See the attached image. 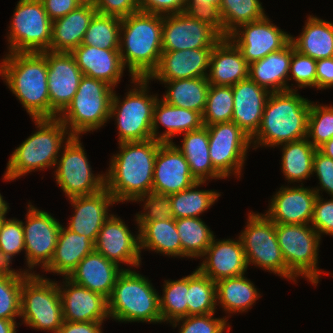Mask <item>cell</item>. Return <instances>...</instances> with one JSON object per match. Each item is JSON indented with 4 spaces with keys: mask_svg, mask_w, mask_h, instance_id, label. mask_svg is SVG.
Listing matches in <instances>:
<instances>
[{
    "mask_svg": "<svg viewBox=\"0 0 333 333\" xmlns=\"http://www.w3.org/2000/svg\"><path fill=\"white\" fill-rule=\"evenodd\" d=\"M8 28L7 53L50 51L52 21L40 0H19Z\"/></svg>",
    "mask_w": 333,
    "mask_h": 333,
    "instance_id": "7c38bea8",
    "label": "cell"
},
{
    "mask_svg": "<svg viewBox=\"0 0 333 333\" xmlns=\"http://www.w3.org/2000/svg\"><path fill=\"white\" fill-rule=\"evenodd\" d=\"M163 294L159 295L162 322L171 323L188 316V276L178 280H164Z\"/></svg>",
    "mask_w": 333,
    "mask_h": 333,
    "instance_id": "ee69618b",
    "label": "cell"
},
{
    "mask_svg": "<svg viewBox=\"0 0 333 333\" xmlns=\"http://www.w3.org/2000/svg\"><path fill=\"white\" fill-rule=\"evenodd\" d=\"M196 182L179 149L173 143H161L154 163L152 192L171 195Z\"/></svg>",
    "mask_w": 333,
    "mask_h": 333,
    "instance_id": "44dd1931",
    "label": "cell"
},
{
    "mask_svg": "<svg viewBox=\"0 0 333 333\" xmlns=\"http://www.w3.org/2000/svg\"><path fill=\"white\" fill-rule=\"evenodd\" d=\"M293 44L249 64L248 77L270 92L294 90L288 83Z\"/></svg>",
    "mask_w": 333,
    "mask_h": 333,
    "instance_id": "4dcf8cb0",
    "label": "cell"
},
{
    "mask_svg": "<svg viewBox=\"0 0 333 333\" xmlns=\"http://www.w3.org/2000/svg\"><path fill=\"white\" fill-rule=\"evenodd\" d=\"M134 202H143V211L135 214V221L139 229L144 223L162 221L173 217L170 195L151 192L138 197Z\"/></svg>",
    "mask_w": 333,
    "mask_h": 333,
    "instance_id": "c3c4849f",
    "label": "cell"
},
{
    "mask_svg": "<svg viewBox=\"0 0 333 333\" xmlns=\"http://www.w3.org/2000/svg\"><path fill=\"white\" fill-rule=\"evenodd\" d=\"M163 15L137 11L121 18L119 52L129 76L148 78L162 54Z\"/></svg>",
    "mask_w": 333,
    "mask_h": 333,
    "instance_id": "277c9868",
    "label": "cell"
},
{
    "mask_svg": "<svg viewBox=\"0 0 333 333\" xmlns=\"http://www.w3.org/2000/svg\"><path fill=\"white\" fill-rule=\"evenodd\" d=\"M333 87V57L316 60V88L317 90Z\"/></svg>",
    "mask_w": 333,
    "mask_h": 333,
    "instance_id": "91938a15",
    "label": "cell"
},
{
    "mask_svg": "<svg viewBox=\"0 0 333 333\" xmlns=\"http://www.w3.org/2000/svg\"><path fill=\"white\" fill-rule=\"evenodd\" d=\"M176 228L182 246V258L201 259L216 236L210 227L197 217L176 219Z\"/></svg>",
    "mask_w": 333,
    "mask_h": 333,
    "instance_id": "b9f144b4",
    "label": "cell"
},
{
    "mask_svg": "<svg viewBox=\"0 0 333 333\" xmlns=\"http://www.w3.org/2000/svg\"><path fill=\"white\" fill-rule=\"evenodd\" d=\"M28 274L21 288V325L57 333L64 321L58 281Z\"/></svg>",
    "mask_w": 333,
    "mask_h": 333,
    "instance_id": "30bf717a",
    "label": "cell"
},
{
    "mask_svg": "<svg viewBox=\"0 0 333 333\" xmlns=\"http://www.w3.org/2000/svg\"><path fill=\"white\" fill-rule=\"evenodd\" d=\"M9 203H7L0 193V215H6L9 211Z\"/></svg>",
    "mask_w": 333,
    "mask_h": 333,
    "instance_id": "003e7915",
    "label": "cell"
},
{
    "mask_svg": "<svg viewBox=\"0 0 333 333\" xmlns=\"http://www.w3.org/2000/svg\"><path fill=\"white\" fill-rule=\"evenodd\" d=\"M4 218H6V215H0V224Z\"/></svg>",
    "mask_w": 333,
    "mask_h": 333,
    "instance_id": "a7ac6f4b",
    "label": "cell"
},
{
    "mask_svg": "<svg viewBox=\"0 0 333 333\" xmlns=\"http://www.w3.org/2000/svg\"><path fill=\"white\" fill-rule=\"evenodd\" d=\"M0 250L13 258L25 252L24 230L22 220L4 218L0 224Z\"/></svg>",
    "mask_w": 333,
    "mask_h": 333,
    "instance_id": "f5cc1de1",
    "label": "cell"
},
{
    "mask_svg": "<svg viewBox=\"0 0 333 333\" xmlns=\"http://www.w3.org/2000/svg\"><path fill=\"white\" fill-rule=\"evenodd\" d=\"M282 150L281 172L288 183L303 184V180L310 178L313 173V161L316 148L307 139L287 142L278 145Z\"/></svg>",
    "mask_w": 333,
    "mask_h": 333,
    "instance_id": "f35d334b",
    "label": "cell"
},
{
    "mask_svg": "<svg viewBox=\"0 0 333 333\" xmlns=\"http://www.w3.org/2000/svg\"><path fill=\"white\" fill-rule=\"evenodd\" d=\"M311 100L298 90L271 92L257 132L251 137L252 149L277 147L307 138Z\"/></svg>",
    "mask_w": 333,
    "mask_h": 333,
    "instance_id": "3957f363",
    "label": "cell"
},
{
    "mask_svg": "<svg viewBox=\"0 0 333 333\" xmlns=\"http://www.w3.org/2000/svg\"><path fill=\"white\" fill-rule=\"evenodd\" d=\"M260 291L245 274L224 278L216 282V306L223 308V312L229 314L244 313L261 297Z\"/></svg>",
    "mask_w": 333,
    "mask_h": 333,
    "instance_id": "d590c367",
    "label": "cell"
},
{
    "mask_svg": "<svg viewBox=\"0 0 333 333\" xmlns=\"http://www.w3.org/2000/svg\"><path fill=\"white\" fill-rule=\"evenodd\" d=\"M268 17L241 24L228 35L248 64L284 48L291 41V34L282 31Z\"/></svg>",
    "mask_w": 333,
    "mask_h": 333,
    "instance_id": "e0dca14e",
    "label": "cell"
},
{
    "mask_svg": "<svg viewBox=\"0 0 333 333\" xmlns=\"http://www.w3.org/2000/svg\"><path fill=\"white\" fill-rule=\"evenodd\" d=\"M68 200L74 212L66 228L95 243L104 222L111 215L108 213L110 206L116 203L113 195L104 188L93 195L72 197Z\"/></svg>",
    "mask_w": 333,
    "mask_h": 333,
    "instance_id": "cb8c5ba5",
    "label": "cell"
},
{
    "mask_svg": "<svg viewBox=\"0 0 333 333\" xmlns=\"http://www.w3.org/2000/svg\"><path fill=\"white\" fill-rule=\"evenodd\" d=\"M134 84L121 100L114 90L110 119H115L118 129V142L146 141L152 138V121L158 94L149 92L148 78L130 79ZM134 87V88H133ZM150 93V94H149Z\"/></svg>",
    "mask_w": 333,
    "mask_h": 333,
    "instance_id": "52a82bcc",
    "label": "cell"
},
{
    "mask_svg": "<svg viewBox=\"0 0 333 333\" xmlns=\"http://www.w3.org/2000/svg\"><path fill=\"white\" fill-rule=\"evenodd\" d=\"M206 181H197L186 190L170 195L174 219L197 217L200 218L214 203L221 194L217 190H199Z\"/></svg>",
    "mask_w": 333,
    "mask_h": 333,
    "instance_id": "60d3db41",
    "label": "cell"
},
{
    "mask_svg": "<svg viewBox=\"0 0 333 333\" xmlns=\"http://www.w3.org/2000/svg\"><path fill=\"white\" fill-rule=\"evenodd\" d=\"M312 173L313 175L316 173L315 175L319 179L320 186L313 188L317 195H321L320 191L322 193L324 191L333 197V159L317 149L314 155Z\"/></svg>",
    "mask_w": 333,
    "mask_h": 333,
    "instance_id": "11a10c76",
    "label": "cell"
},
{
    "mask_svg": "<svg viewBox=\"0 0 333 333\" xmlns=\"http://www.w3.org/2000/svg\"><path fill=\"white\" fill-rule=\"evenodd\" d=\"M216 283L198 269L188 275V316L216 313Z\"/></svg>",
    "mask_w": 333,
    "mask_h": 333,
    "instance_id": "7bdbcfd3",
    "label": "cell"
},
{
    "mask_svg": "<svg viewBox=\"0 0 333 333\" xmlns=\"http://www.w3.org/2000/svg\"><path fill=\"white\" fill-rule=\"evenodd\" d=\"M114 88L105 81L83 76L72 102L58 116L72 136H82L110 120Z\"/></svg>",
    "mask_w": 333,
    "mask_h": 333,
    "instance_id": "ba28073f",
    "label": "cell"
},
{
    "mask_svg": "<svg viewBox=\"0 0 333 333\" xmlns=\"http://www.w3.org/2000/svg\"><path fill=\"white\" fill-rule=\"evenodd\" d=\"M214 314L189 315L171 322L170 325L176 328L180 324L179 333H223L225 330L230 332L231 325L226 316L216 318L213 317Z\"/></svg>",
    "mask_w": 333,
    "mask_h": 333,
    "instance_id": "681fc988",
    "label": "cell"
},
{
    "mask_svg": "<svg viewBox=\"0 0 333 333\" xmlns=\"http://www.w3.org/2000/svg\"><path fill=\"white\" fill-rule=\"evenodd\" d=\"M51 21L64 17L86 0H40Z\"/></svg>",
    "mask_w": 333,
    "mask_h": 333,
    "instance_id": "680465c9",
    "label": "cell"
},
{
    "mask_svg": "<svg viewBox=\"0 0 333 333\" xmlns=\"http://www.w3.org/2000/svg\"><path fill=\"white\" fill-rule=\"evenodd\" d=\"M275 231L282 256L287 265V280L297 283L300 276L311 282L319 283L318 255L322 238L310 224H278Z\"/></svg>",
    "mask_w": 333,
    "mask_h": 333,
    "instance_id": "9c48e42d",
    "label": "cell"
},
{
    "mask_svg": "<svg viewBox=\"0 0 333 333\" xmlns=\"http://www.w3.org/2000/svg\"><path fill=\"white\" fill-rule=\"evenodd\" d=\"M151 281L132 269L117 277L108 300L109 317L116 322L162 323L159 293Z\"/></svg>",
    "mask_w": 333,
    "mask_h": 333,
    "instance_id": "8992f818",
    "label": "cell"
},
{
    "mask_svg": "<svg viewBox=\"0 0 333 333\" xmlns=\"http://www.w3.org/2000/svg\"><path fill=\"white\" fill-rule=\"evenodd\" d=\"M265 15L260 0H221L214 17L220 33L228 36L239 25L260 20Z\"/></svg>",
    "mask_w": 333,
    "mask_h": 333,
    "instance_id": "ab89813d",
    "label": "cell"
},
{
    "mask_svg": "<svg viewBox=\"0 0 333 333\" xmlns=\"http://www.w3.org/2000/svg\"><path fill=\"white\" fill-rule=\"evenodd\" d=\"M317 195L310 225L323 235L333 236V197L329 200Z\"/></svg>",
    "mask_w": 333,
    "mask_h": 333,
    "instance_id": "db71d44e",
    "label": "cell"
},
{
    "mask_svg": "<svg viewBox=\"0 0 333 333\" xmlns=\"http://www.w3.org/2000/svg\"><path fill=\"white\" fill-rule=\"evenodd\" d=\"M187 11L192 13H207L215 15L219 9L221 0H186Z\"/></svg>",
    "mask_w": 333,
    "mask_h": 333,
    "instance_id": "be15d7a7",
    "label": "cell"
},
{
    "mask_svg": "<svg viewBox=\"0 0 333 333\" xmlns=\"http://www.w3.org/2000/svg\"><path fill=\"white\" fill-rule=\"evenodd\" d=\"M223 37L213 15L188 11L163 15L162 51L213 49Z\"/></svg>",
    "mask_w": 333,
    "mask_h": 333,
    "instance_id": "8fae6325",
    "label": "cell"
},
{
    "mask_svg": "<svg viewBox=\"0 0 333 333\" xmlns=\"http://www.w3.org/2000/svg\"><path fill=\"white\" fill-rule=\"evenodd\" d=\"M162 142H122L113 154L105 173V188L117 203L134 202L152 192L156 153Z\"/></svg>",
    "mask_w": 333,
    "mask_h": 333,
    "instance_id": "6da1fadb",
    "label": "cell"
},
{
    "mask_svg": "<svg viewBox=\"0 0 333 333\" xmlns=\"http://www.w3.org/2000/svg\"><path fill=\"white\" fill-rule=\"evenodd\" d=\"M121 18L96 12L84 35L82 45L119 49Z\"/></svg>",
    "mask_w": 333,
    "mask_h": 333,
    "instance_id": "f6af8a7d",
    "label": "cell"
},
{
    "mask_svg": "<svg viewBox=\"0 0 333 333\" xmlns=\"http://www.w3.org/2000/svg\"><path fill=\"white\" fill-rule=\"evenodd\" d=\"M93 250L94 243L88 237L74 233L62 225L52 260L43 271L68 277Z\"/></svg>",
    "mask_w": 333,
    "mask_h": 333,
    "instance_id": "d6a6232c",
    "label": "cell"
},
{
    "mask_svg": "<svg viewBox=\"0 0 333 333\" xmlns=\"http://www.w3.org/2000/svg\"><path fill=\"white\" fill-rule=\"evenodd\" d=\"M26 213V221H22L24 230L26 272H32L33 268L40 266L45 269L55 252L58 235L62 224L51 213L40 210L29 201Z\"/></svg>",
    "mask_w": 333,
    "mask_h": 333,
    "instance_id": "2e32d148",
    "label": "cell"
},
{
    "mask_svg": "<svg viewBox=\"0 0 333 333\" xmlns=\"http://www.w3.org/2000/svg\"><path fill=\"white\" fill-rule=\"evenodd\" d=\"M23 280L0 278V318H21V288Z\"/></svg>",
    "mask_w": 333,
    "mask_h": 333,
    "instance_id": "816d5d0a",
    "label": "cell"
},
{
    "mask_svg": "<svg viewBox=\"0 0 333 333\" xmlns=\"http://www.w3.org/2000/svg\"><path fill=\"white\" fill-rule=\"evenodd\" d=\"M96 12L92 0H86L64 17L52 21L50 51L71 53L81 45Z\"/></svg>",
    "mask_w": 333,
    "mask_h": 333,
    "instance_id": "f546056e",
    "label": "cell"
},
{
    "mask_svg": "<svg viewBox=\"0 0 333 333\" xmlns=\"http://www.w3.org/2000/svg\"><path fill=\"white\" fill-rule=\"evenodd\" d=\"M189 164L191 174L197 181L224 179L214 168L209 155V136L206 126L183 134L181 146L172 142Z\"/></svg>",
    "mask_w": 333,
    "mask_h": 333,
    "instance_id": "836d02e7",
    "label": "cell"
},
{
    "mask_svg": "<svg viewBox=\"0 0 333 333\" xmlns=\"http://www.w3.org/2000/svg\"><path fill=\"white\" fill-rule=\"evenodd\" d=\"M13 257L0 250V278L7 280H24L28 275L26 270H15L11 267ZM11 264V265H10Z\"/></svg>",
    "mask_w": 333,
    "mask_h": 333,
    "instance_id": "6125c7cd",
    "label": "cell"
},
{
    "mask_svg": "<svg viewBox=\"0 0 333 333\" xmlns=\"http://www.w3.org/2000/svg\"><path fill=\"white\" fill-rule=\"evenodd\" d=\"M248 70L249 64L240 49L224 36L213 47L207 80L210 85L233 86L248 78Z\"/></svg>",
    "mask_w": 333,
    "mask_h": 333,
    "instance_id": "f1b7e54d",
    "label": "cell"
},
{
    "mask_svg": "<svg viewBox=\"0 0 333 333\" xmlns=\"http://www.w3.org/2000/svg\"><path fill=\"white\" fill-rule=\"evenodd\" d=\"M100 14L124 18L139 11L138 0H92Z\"/></svg>",
    "mask_w": 333,
    "mask_h": 333,
    "instance_id": "9f6ffc18",
    "label": "cell"
},
{
    "mask_svg": "<svg viewBox=\"0 0 333 333\" xmlns=\"http://www.w3.org/2000/svg\"><path fill=\"white\" fill-rule=\"evenodd\" d=\"M58 283L63 319L72 322H104L109 317L108 300L103 295L63 277ZM107 318V319H106Z\"/></svg>",
    "mask_w": 333,
    "mask_h": 333,
    "instance_id": "7402d4cb",
    "label": "cell"
},
{
    "mask_svg": "<svg viewBox=\"0 0 333 333\" xmlns=\"http://www.w3.org/2000/svg\"><path fill=\"white\" fill-rule=\"evenodd\" d=\"M138 230L140 252L155 251L164 256L182 258V246L176 228V219L144 223Z\"/></svg>",
    "mask_w": 333,
    "mask_h": 333,
    "instance_id": "8d00e7d4",
    "label": "cell"
},
{
    "mask_svg": "<svg viewBox=\"0 0 333 333\" xmlns=\"http://www.w3.org/2000/svg\"><path fill=\"white\" fill-rule=\"evenodd\" d=\"M318 150L333 159V138H331L329 141L321 145Z\"/></svg>",
    "mask_w": 333,
    "mask_h": 333,
    "instance_id": "03108f58",
    "label": "cell"
},
{
    "mask_svg": "<svg viewBox=\"0 0 333 333\" xmlns=\"http://www.w3.org/2000/svg\"><path fill=\"white\" fill-rule=\"evenodd\" d=\"M17 320L2 319L0 318V333H17V328L20 323Z\"/></svg>",
    "mask_w": 333,
    "mask_h": 333,
    "instance_id": "e7e4bbea",
    "label": "cell"
},
{
    "mask_svg": "<svg viewBox=\"0 0 333 333\" xmlns=\"http://www.w3.org/2000/svg\"><path fill=\"white\" fill-rule=\"evenodd\" d=\"M166 129L159 134V125ZM203 126L202 115L197 111L176 107L157 99L153 111L152 138L162 143H172L176 135L198 130Z\"/></svg>",
    "mask_w": 333,
    "mask_h": 333,
    "instance_id": "1f68e13d",
    "label": "cell"
},
{
    "mask_svg": "<svg viewBox=\"0 0 333 333\" xmlns=\"http://www.w3.org/2000/svg\"><path fill=\"white\" fill-rule=\"evenodd\" d=\"M94 250L122 268L121 264H125L130 266L127 269H135L140 267L142 262L139 233L134 235L124 220L112 213L98 233Z\"/></svg>",
    "mask_w": 333,
    "mask_h": 333,
    "instance_id": "d6986e66",
    "label": "cell"
},
{
    "mask_svg": "<svg viewBox=\"0 0 333 333\" xmlns=\"http://www.w3.org/2000/svg\"><path fill=\"white\" fill-rule=\"evenodd\" d=\"M158 81L167 88L162 100L176 107L197 111L202 115L210 87L207 77Z\"/></svg>",
    "mask_w": 333,
    "mask_h": 333,
    "instance_id": "74e56055",
    "label": "cell"
},
{
    "mask_svg": "<svg viewBox=\"0 0 333 333\" xmlns=\"http://www.w3.org/2000/svg\"><path fill=\"white\" fill-rule=\"evenodd\" d=\"M71 54L83 76L105 81L114 89L121 82L126 68L119 49H101L81 44Z\"/></svg>",
    "mask_w": 333,
    "mask_h": 333,
    "instance_id": "4316f807",
    "label": "cell"
},
{
    "mask_svg": "<svg viewBox=\"0 0 333 333\" xmlns=\"http://www.w3.org/2000/svg\"><path fill=\"white\" fill-rule=\"evenodd\" d=\"M311 101L308 115L307 139L318 149L333 138V105Z\"/></svg>",
    "mask_w": 333,
    "mask_h": 333,
    "instance_id": "7dc6e473",
    "label": "cell"
},
{
    "mask_svg": "<svg viewBox=\"0 0 333 333\" xmlns=\"http://www.w3.org/2000/svg\"><path fill=\"white\" fill-rule=\"evenodd\" d=\"M215 238L201 257L203 262L197 269L215 283L224 278L245 274L248 265L239 236L236 240Z\"/></svg>",
    "mask_w": 333,
    "mask_h": 333,
    "instance_id": "603a6c76",
    "label": "cell"
},
{
    "mask_svg": "<svg viewBox=\"0 0 333 333\" xmlns=\"http://www.w3.org/2000/svg\"><path fill=\"white\" fill-rule=\"evenodd\" d=\"M232 121L252 137L259 129L263 111L271 92L249 77L232 86Z\"/></svg>",
    "mask_w": 333,
    "mask_h": 333,
    "instance_id": "484cf974",
    "label": "cell"
},
{
    "mask_svg": "<svg viewBox=\"0 0 333 333\" xmlns=\"http://www.w3.org/2000/svg\"><path fill=\"white\" fill-rule=\"evenodd\" d=\"M206 127L213 168L224 179L229 178L232 174L240 179L248 150L252 148L251 137L233 121Z\"/></svg>",
    "mask_w": 333,
    "mask_h": 333,
    "instance_id": "9a60e30c",
    "label": "cell"
},
{
    "mask_svg": "<svg viewBox=\"0 0 333 333\" xmlns=\"http://www.w3.org/2000/svg\"><path fill=\"white\" fill-rule=\"evenodd\" d=\"M127 268L106 259L93 250L86 255L67 277L72 282L109 298L118 275Z\"/></svg>",
    "mask_w": 333,
    "mask_h": 333,
    "instance_id": "83f0119b",
    "label": "cell"
},
{
    "mask_svg": "<svg viewBox=\"0 0 333 333\" xmlns=\"http://www.w3.org/2000/svg\"><path fill=\"white\" fill-rule=\"evenodd\" d=\"M306 21L299 36L291 35L295 50L315 60L332 58L333 22L310 14Z\"/></svg>",
    "mask_w": 333,
    "mask_h": 333,
    "instance_id": "e575fe53",
    "label": "cell"
},
{
    "mask_svg": "<svg viewBox=\"0 0 333 333\" xmlns=\"http://www.w3.org/2000/svg\"><path fill=\"white\" fill-rule=\"evenodd\" d=\"M246 226L239 238L242 242L247 265H254L267 272L287 279V265L281 253L275 223L263 213L250 211Z\"/></svg>",
    "mask_w": 333,
    "mask_h": 333,
    "instance_id": "4fadbf2b",
    "label": "cell"
},
{
    "mask_svg": "<svg viewBox=\"0 0 333 333\" xmlns=\"http://www.w3.org/2000/svg\"><path fill=\"white\" fill-rule=\"evenodd\" d=\"M104 322H72L64 320L57 333H103Z\"/></svg>",
    "mask_w": 333,
    "mask_h": 333,
    "instance_id": "94428289",
    "label": "cell"
},
{
    "mask_svg": "<svg viewBox=\"0 0 333 333\" xmlns=\"http://www.w3.org/2000/svg\"><path fill=\"white\" fill-rule=\"evenodd\" d=\"M213 49H186L162 51L157 68L148 77L151 80H179L207 77Z\"/></svg>",
    "mask_w": 333,
    "mask_h": 333,
    "instance_id": "d4e9b609",
    "label": "cell"
},
{
    "mask_svg": "<svg viewBox=\"0 0 333 333\" xmlns=\"http://www.w3.org/2000/svg\"><path fill=\"white\" fill-rule=\"evenodd\" d=\"M47 61V84L50 98V119L58 116L72 102L83 73L71 53L41 52Z\"/></svg>",
    "mask_w": 333,
    "mask_h": 333,
    "instance_id": "ac0fdd59",
    "label": "cell"
},
{
    "mask_svg": "<svg viewBox=\"0 0 333 333\" xmlns=\"http://www.w3.org/2000/svg\"><path fill=\"white\" fill-rule=\"evenodd\" d=\"M37 130L10 155L3 179L14 181L35 171L55 168L61 149L72 135L58 119H32Z\"/></svg>",
    "mask_w": 333,
    "mask_h": 333,
    "instance_id": "5b68a950",
    "label": "cell"
},
{
    "mask_svg": "<svg viewBox=\"0 0 333 333\" xmlns=\"http://www.w3.org/2000/svg\"><path fill=\"white\" fill-rule=\"evenodd\" d=\"M62 150L53 175L68 199L93 195L105 188V173L93 174L80 136H72Z\"/></svg>",
    "mask_w": 333,
    "mask_h": 333,
    "instance_id": "5bb4252c",
    "label": "cell"
},
{
    "mask_svg": "<svg viewBox=\"0 0 333 333\" xmlns=\"http://www.w3.org/2000/svg\"><path fill=\"white\" fill-rule=\"evenodd\" d=\"M298 185L281 186L271 197L264 214L274 223L310 224L317 193L313 187Z\"/></svg>",
    "mask_w": 333,
    "mask_h": 333,
    "instance_id": "ffe728a7",
    "label": "cell"
},
{
    "mask_svg": "<svg viewBox=\"0 0 333 333\" xmlns=\"http://www.w3.org/2000/svg\"><path fill=\"white\" fill-rule=\"evenodd\" d=\"M290 80L296 82L297 86L295 85L294 90L307 87L316 88V60L298 52L294 46L288 82Z\"/></svg>",
    "mask_w": 333,
    "mask_h": 333,
    "instance_id": "f907efd6",
    "label": "cell"
},
{
    "mask_svg": "<svg viewBox=\"0 0 333 333\" xmlns=\"http://www.w3.org/2000/svg\"><path fill=\"white\" fill-rule=\"evenodd\" d=\"M0 76L31 119H50L48 66L42 53H6Z\"/></svg>",
    "mask_w": 333,
    "mask_h": 333,
    "instance_id": "7a4b0ae2",
    "label": "cell"
},
{
    "mask_svg": "<svg viewBox=\"0 0 333 333\" xmlns=\"http://www.w3.org/2000/svg\"><path fill=\"white\" fill-rule=\"evenodd\" d=\"M233 116L232 86L210 85L205 109L202 113L203 126L231 122Z\"/></svg>",
    "mask_w": 333,
    "mask_h": 333,
    "instance_id": "bcb514c9",
    "label": "cell"
},
{
    "mask_svg": "<svg viewBox=\"0 0 333 333\" xmlns=\"http://www.w3.org/2000/svg\"><path fill=\"white\" fill-rule=\"evenodd\" d=\"M139 11L168 15L187 12L186 0H138Z\"/></svg>",
    "mask_w": 333,
    "mask_h": 333,
    "instance_id": "6f0895ef",
    "label": "cell"
}]
</instances>
